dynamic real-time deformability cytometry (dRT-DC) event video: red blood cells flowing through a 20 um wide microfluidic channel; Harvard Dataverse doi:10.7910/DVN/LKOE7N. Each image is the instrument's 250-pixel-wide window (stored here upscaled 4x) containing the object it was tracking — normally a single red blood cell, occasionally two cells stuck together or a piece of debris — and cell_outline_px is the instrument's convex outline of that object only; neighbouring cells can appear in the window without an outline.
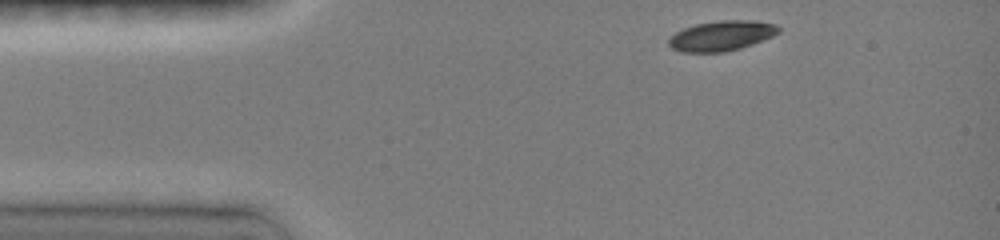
{"species": "common noctule bat (a hibernating species)", "species_latin": "Nyctalus noctula", "temperature_condition": "room temperature", "stored_images_in_passage": 32, "camera_frame_rate_fps": 3000, "um_per_image_px": 0.085, "animal": {"sex": "female", "body_mass_g": 19.0, "forearm_length_mm": 51.5}, "frame": {"image": 1, "passage_image": 1, "time_ms": 0.0, "image_size_px": [1000, 240], "cell_outline_px": [[780, 32], [772, 36], [752, 44], [740, 48], [724, 52], [680, 52], [672, 48], [668, 44], [668, 40], [676, 32], [684, 28], [696, 24], [720, 20], [756, 20], [776, 24], [780, 28]], "centroid_in_image_um": [61.34, 3.03], "position_along_channel_um": 23.7, "area_um2": 19.25}}
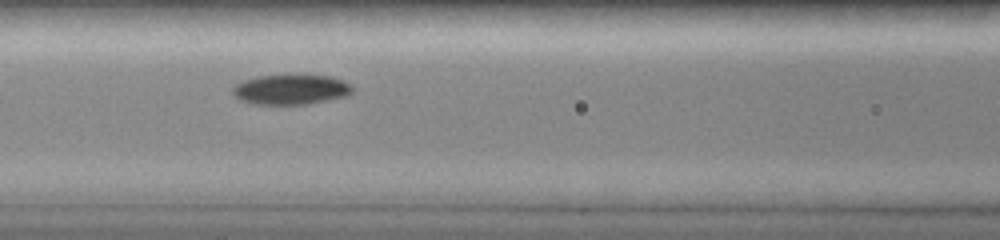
{"frame": {"image": 2, "passage_image": 12, "time_ms": 4.333, "image_size_px": [1000, 240], "cell_outline_px": [[352, 92], [344, 96], [308, 104], [252, 104], [240, 100], [232, 92], [232, 88], [236, 84], [244, 80], [256, 76], [292, 72], [300, 72], [332, 76], [352, 84]], "centroid_in_image_um": [24.72, 7.54], "position_along_channel_um": 141.9, "area_um2": 21.85}}
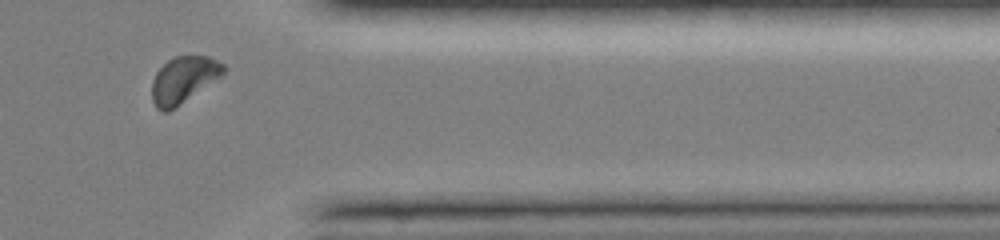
{"frame": {"image": 3, "passage_image": 28, "time_ms": 10.667, "image_size_px": [1000, 240], "cell_outline_px": [[228, 68], [220, 76], [168, 112], [164, 112], [156, 108], [152, 100], [152, 80], [156, 72], [172, 56], [208, 56], [224, 64]], "centroid_in_image_um": [15.58, 6.76], "position_along_channel_um": 395.8, "area_um2": 19.07}, "authors_computed_cell_mechanics": {"area_um2": 21.0392, "velocity_mm_per_s": 4.0513, "shape_relaxation_time_tau1_ms": 1.9616, "shape_relaxation_time_tau2_ms": null, "deformation_change_tau1": 0.0967, "deformation_change_tau2": null}}